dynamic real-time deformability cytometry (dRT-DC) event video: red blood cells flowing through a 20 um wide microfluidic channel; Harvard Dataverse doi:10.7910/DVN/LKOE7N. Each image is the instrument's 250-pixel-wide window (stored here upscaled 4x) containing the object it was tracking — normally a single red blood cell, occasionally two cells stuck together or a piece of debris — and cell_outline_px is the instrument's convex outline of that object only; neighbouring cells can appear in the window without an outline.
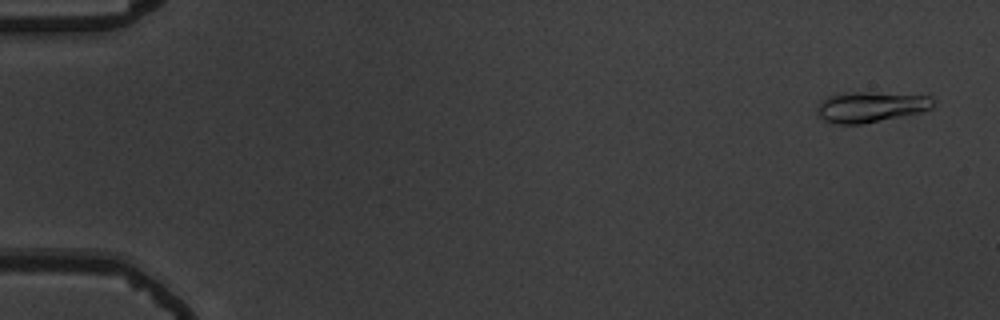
{"species": "common noctule bat (a hibernating species)", "species_latin": "Nyctalus noctula", "temperature_condition": "warm", "stored_images_in_passage": 56, "camera_frame_rate_fps": 3000, "um_per_image_px": 0.085, "animal": {"sex": "male", "body_mass_g": 19.5, "forearm_length_mm": 54.6}, "frame": {"image": 1, "passage_image": 3, "time_ms": 0.667, "image_size_px": [1000, 320], "cell_outline_px": [[932, 108], [920, 112], [860, 124], [836, 124], [824, 120], [816, 116], [816, 108], [820, 100], [828, 96], [840, 92], [872, 92], [932, 96]], "centroid_in_image_um": [73.91, 9.07], "position_along_channel_um": 11.1, "area_um2": 20.75}}
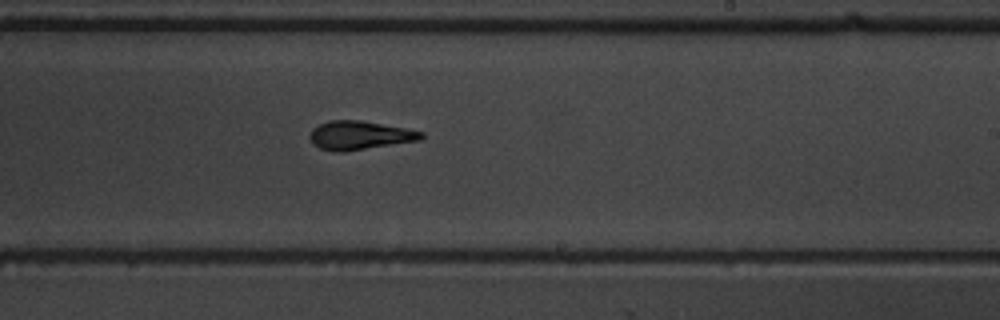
{"frame": {"image": 2, "passage_image": 35, "time_ms": 11.333, "image_size_px": [1000, 320], "cell_outline_px": [[424, 136], [420, 140], [344, 152], [336, 152], [320, 148], [312, 144], [308, 136], [312, 128], [328, 120], [360, 120], [404, 128], [424, 132]], "centroid_in_image_um": [30.52, 11.5], "position_along_channel_um": 258.5, "area_um2": 18.67}}
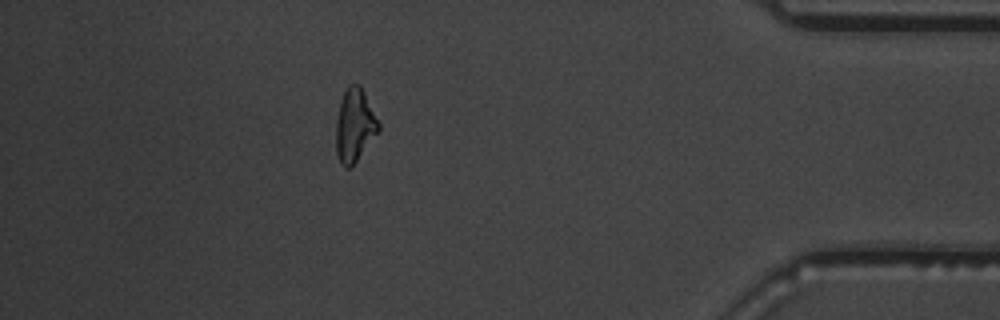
{"frame": {"image": 3, "passage_image": 50, "time_ms": 16.333, "image_size_px": [1000, 320], "cell_outline_px": [[380, 132], [356, 160], [348, 168], [344, 168], [340, 164], [336, 152], [336, 120], [340, 104], [344, 92], [348, 84], [360, 84], [380, 124]], "centroid_in_image_um": [30.15, 10.66], "position_along_channel_um": 405.1, "area_um2": 18.09}, "authors_computed_cell_mechanics": {"area_um2": 18.5538, "velocity_mm_per_s": 3.7134, "shape_relaxation_time_tau1_ms": 3.2107, "shape_relaxation_time_tau2_ms": 2.1573, "deformation_change_tau1": 0.1854, "deformation_change_tau2": 0.1227}}